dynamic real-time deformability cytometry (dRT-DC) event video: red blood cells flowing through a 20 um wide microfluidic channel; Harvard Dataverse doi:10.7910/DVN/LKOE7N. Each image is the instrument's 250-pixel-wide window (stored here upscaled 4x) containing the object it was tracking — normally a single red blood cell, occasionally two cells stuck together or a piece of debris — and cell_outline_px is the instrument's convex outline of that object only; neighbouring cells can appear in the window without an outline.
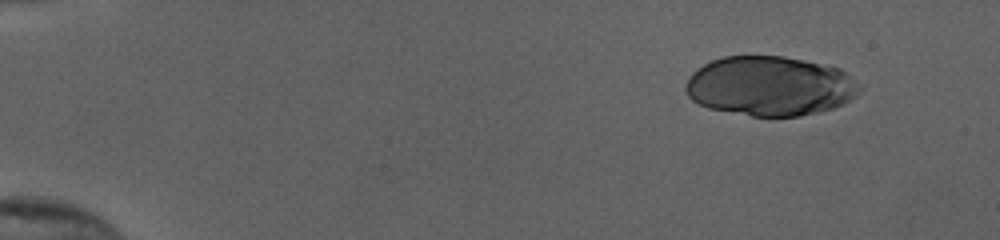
{"species": "human", "species_latin": "Homo sapiens", "temperature_condition": "cold", "stored_images_in_passage": 42, "camera_frame_rate_fps": 3000, "um_per_image_px": 0.085, "donor": {"sex": "female"}, "frame": {"image": 1, "passage_image": 1, "time_ms": 0.0, "image_size_px": [1000, 240], "cell_outline_px": [[864, 88], [856, 96], [832, 108], [820, 112], [800, 116], [752, 116], [708, 108], [692, 100], [688, 96], [684, 88], [684, 84], [688, 76], [696, 68], [712, 60], [724, 56], [784, 56], [804, 60], [840, 68]], "centroid_in_image_um": [65.42, 7.31], "position_along_channel_um": 19.6, "area_um2": 60.63}}